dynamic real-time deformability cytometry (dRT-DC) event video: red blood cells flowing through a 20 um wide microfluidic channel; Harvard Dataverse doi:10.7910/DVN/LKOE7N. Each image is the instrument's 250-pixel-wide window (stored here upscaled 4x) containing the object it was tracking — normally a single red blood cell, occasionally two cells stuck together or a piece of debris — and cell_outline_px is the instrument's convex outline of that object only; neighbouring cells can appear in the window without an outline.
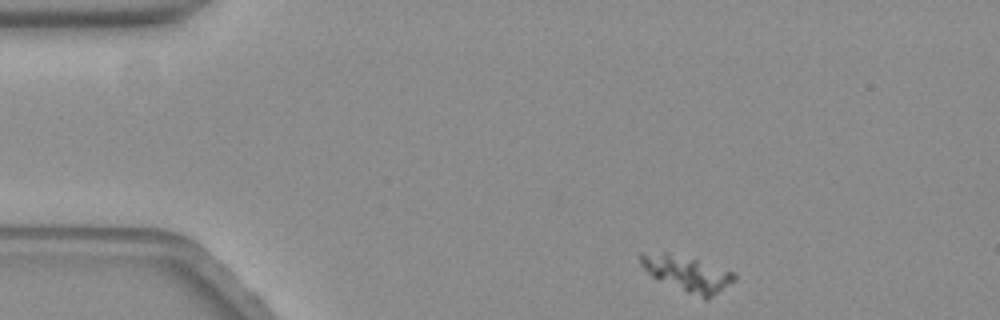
{"species": "common noctule bat (a hibernating species)", "species_latin": "Nyctalus noctula", "temperature_condition": "warm", "stored_images_in_passage": 54, "camera_frame_rate_fps": 3000, "um_per_image_px": 0.085, "animal": {"sex": "female", "body_mass_g": 19.3, "forearm_length_mm": 54.1}, "frame": {"image": 1, "passage_image": 1, "time_ms": 0.0, "image_size_px": [1000, 320], "cell_outline_px": [[736, 280], [708, 300], [704, 300], [656, 280], [640, 264], [640, 252], [664, 252], [696, 260], [736, 272]], "centroid_in_image_um": [58.42, 23.29], "position_along_channel_um": 26.6, "area_um2": 19.59}}
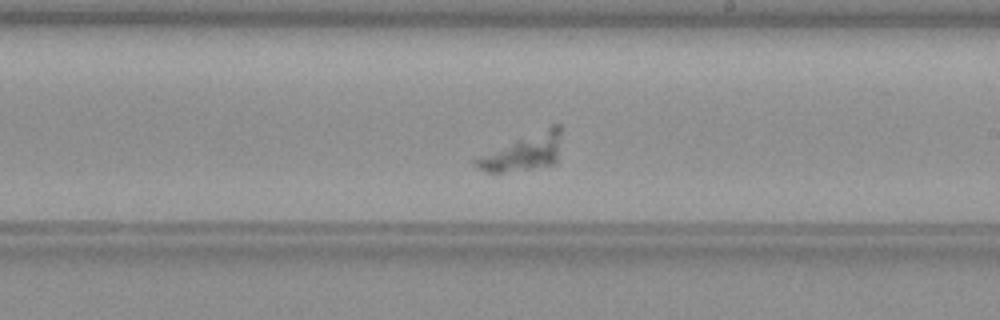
{"frame": {"image": 2, "passage_image": 27, "time_ms": 8.667, "image_size_px": [1000, 320], "cell_outline_px": [[560, 132], [556, 164], [532, 168], [504, 172], [488, 172], [476, 168], [472, 164], [472, 160], [480, 156], [552, 124], [560, 124]], "centroid_in_image_um": [44.48, 12.96], "position_along_channel_um": 244.5, "area_um2": 17.74}}
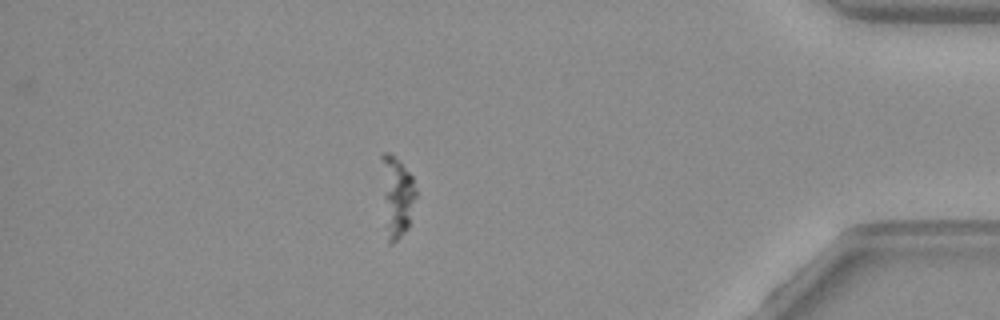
{"frame": {"image": 3, "passage_image": 45, "time_ms": 14.667, "image_size_px": [1000, 320], "cell_outline_px": [[416, 196], [408, 228], [392, 244], [388, 244], [380, 156], [380, 152], [388, 152], [396, 156], [412, 176], [416, 188]], "centroid_in_image_um": [33.73, 16.62], "position_along_channel_um": 401.5, "area_um2": 16.01}}